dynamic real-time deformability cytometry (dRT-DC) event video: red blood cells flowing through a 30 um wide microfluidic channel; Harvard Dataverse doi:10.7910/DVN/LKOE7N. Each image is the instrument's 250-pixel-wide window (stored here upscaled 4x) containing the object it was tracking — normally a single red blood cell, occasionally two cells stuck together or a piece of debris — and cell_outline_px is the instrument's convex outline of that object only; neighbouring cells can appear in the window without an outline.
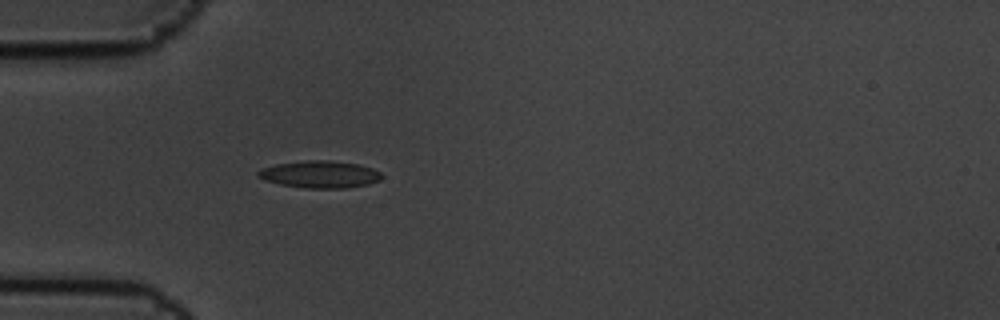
{"species": "common noctule bat (a hibernating species)", "species_latin": "Nyctalus noctula", "temperature_condition": "cold", "stored_images_in_passage": 1, "camera_frame_rate_fps": 3000, "um_per_image_px": 0.085, "animal": {"sex": "male", "body_mass_g": 19.5, "forearm_length_mm": 54.6}, "frame": {"image": 1, "passage_image": 1, "time_ms": 0.0, "image_size_px": [1000, 320], "cell_outline_px": [[384, 176], [380, 180], [368, 184], [344, 188], [308, 188], [280, 184], [264, 180], [256, 176], [256, 172], [260, 168], [276, 164], [308, 160], [328, 160], [360, 164], [372, 168], [380, 172]], "centroid_in_image_um": [27.18, 14.81], "position_along_channel_um": 57.8, "area_um2": 19.65}}